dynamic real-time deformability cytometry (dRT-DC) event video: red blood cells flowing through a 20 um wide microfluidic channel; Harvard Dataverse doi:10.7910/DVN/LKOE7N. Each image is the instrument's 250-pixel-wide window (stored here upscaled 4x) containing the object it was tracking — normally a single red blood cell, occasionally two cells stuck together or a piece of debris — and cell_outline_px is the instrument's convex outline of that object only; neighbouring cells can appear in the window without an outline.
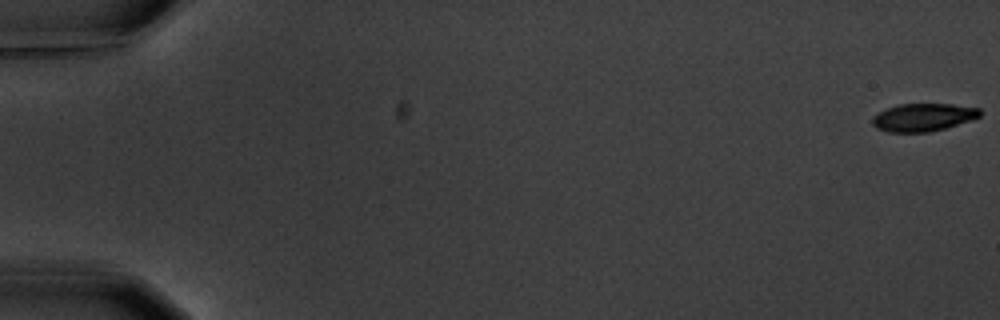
{"species": "common noctule bat (a hibernating species)", "species_latin": "Nyctalus noctula", "temperature_condition": "warm", "stored_images_in_passage": 6, "camera_frame_rate_fps": 3000, "um_per_image_px": 0.085, "animal": {"sex": "male", "body_mass_g": 20.1, "forearm_length_mm": 53.5}, "frame": {"image": 1, "passage_image": 1, "time_ms": 0.0, "image_size_px": [1000, 320], "cell_outline_px": [[980, 116], [944, 128], [928, 132], [888, 132], [876, 128], [872, 124], [872, 116], [888, 108], [900, 104], [952, 104], [980, 108]], "centroid_in_image_um": [78.43, 9.97], "position_along_channel_um": 6.6, "area_um2": 17.17}}
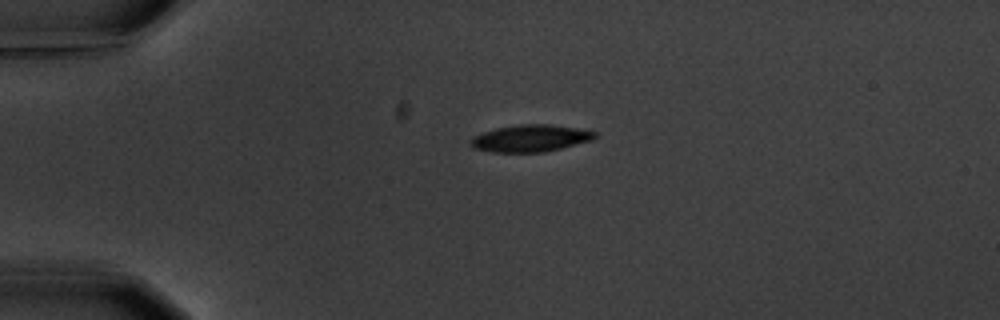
{"frame": {"image": 2, "passage_image": 5, "time_ms": 4.667, "image_size_px": [1000, 320], "cell_outline_px": [[600, 136], [592, 140], [544, 152], [492, 152], [476, 148], [472, 144], [472, 136], [496, 128], [520, 124], [548, 124], [576, 128], [596, 132]], "centroid_in_image_um": [45.13, 11.75], "position_along_channel_um": 39.9, "area_um2": 19.31}}